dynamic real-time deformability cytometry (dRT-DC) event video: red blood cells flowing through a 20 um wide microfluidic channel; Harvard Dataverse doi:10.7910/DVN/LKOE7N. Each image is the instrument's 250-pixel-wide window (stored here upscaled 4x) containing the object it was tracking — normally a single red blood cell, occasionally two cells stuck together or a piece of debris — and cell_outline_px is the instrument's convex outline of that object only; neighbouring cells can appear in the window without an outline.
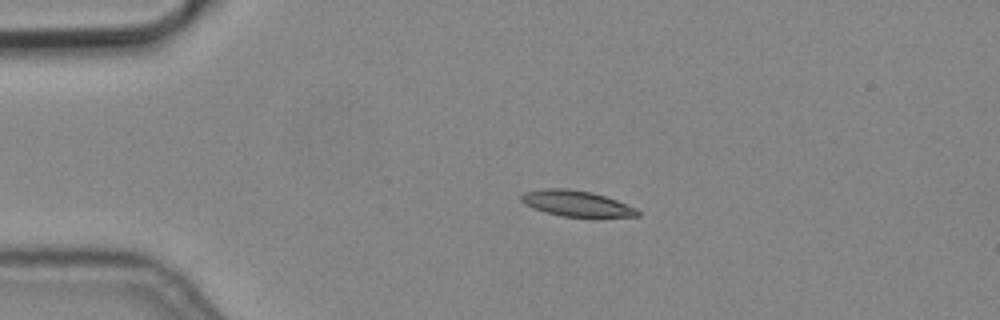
{"species": "common noctule bat (a hibernating species)", "species_latin": "Nyctalus noctula", "temperature_condition": "cold", "stored_images_in_passage": 4, "camera_frame_rate_fps": 3000, "um_per_image_px": 0.085, "animal": {"sex": "male", "body_mass_g": 19.2, "forearm_length_mm": 51.8}, "frame": {"image": 1, "passage_image": 3, "time_ms": 0.667, "image_size_px": [1000, 320], "cell_outline_px": [[640, 216], [564, 216], [544, 212], [532, 208], [524, 204], [520, 200], [520, 196], [524, 192], [544, 188], [568, 188], [592, 192], [616, 200], [636, 208], [640, 212]], "centroid_in_image_um": [48.94, 17.28], "position_along_channel_um": 36.1, "area_um2": 17.34}}